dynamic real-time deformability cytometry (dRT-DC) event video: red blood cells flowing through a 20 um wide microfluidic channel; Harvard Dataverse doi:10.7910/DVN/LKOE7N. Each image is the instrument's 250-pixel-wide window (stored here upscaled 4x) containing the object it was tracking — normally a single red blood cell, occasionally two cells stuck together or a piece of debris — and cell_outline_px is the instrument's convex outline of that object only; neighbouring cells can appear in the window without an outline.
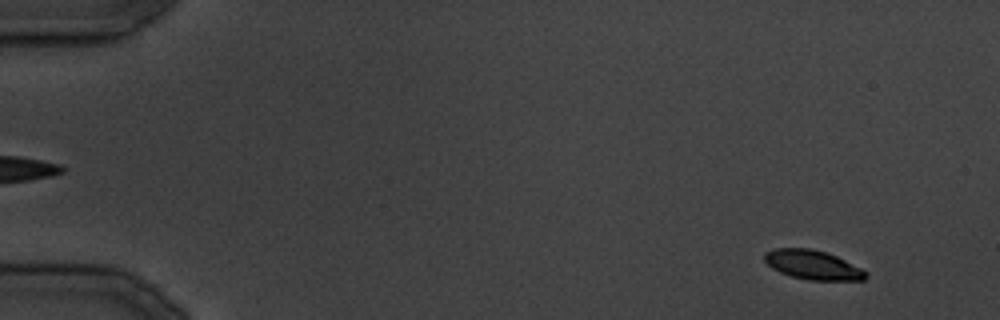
{"species": "common noctule bat (a hibernating species)", "species_latin": "Nyctalus noctula", "temperature_condition": "cold", "stored_images_in_passage": 35, "camera_frame_rate_fps": 3000, "um_per_image_px": 0.085, "animal": {"sex": "male", "body_mass_g": 19.5, "forearm_length_mm": 54.6}, "frame": {"image": 1, "passage_image": 3, "time_ms": 3.0, "image_size_px": [1000, 320], "cell_outline_px": [[868, 276], [864, 280], [808, 280], [792, 276], [780, 272], [772, 268], [764, 260], [764, 252], [776, 248], [812, 248], [836, 256], [868, 272]], "centroid_in_image_um": [69.07, 22.51], "position_along_channel_um": 15.9, "area_um2": 17.17}}
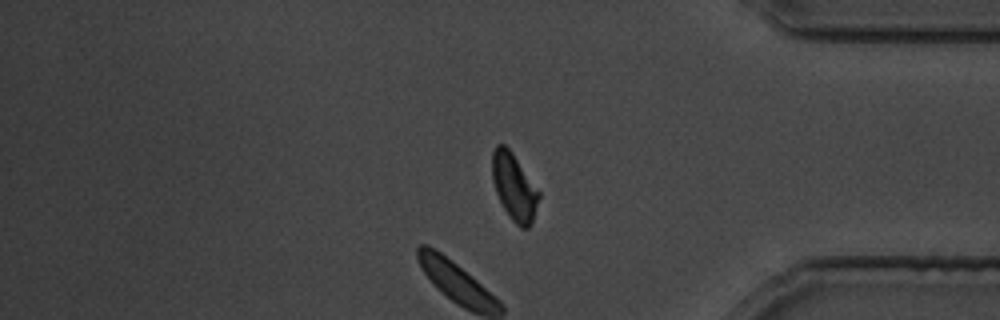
{"frame": {"image": 2, "passage_image": 30, "time_ms": 35.667, "image_size_px": [1000, 320], "cell_outline_px": [[540, 196], [532, 220], [528, 228], [520, 228], [512, 220], [504, 208], [496, 192], [492, 180], [492, 152], [496, 144], [504, 144], [512, 152], [540, 192]], "centroid_in_image_um": [43.69, 15.86], "position_along_channel_um": 391.5, "area_um2": 17.98}}
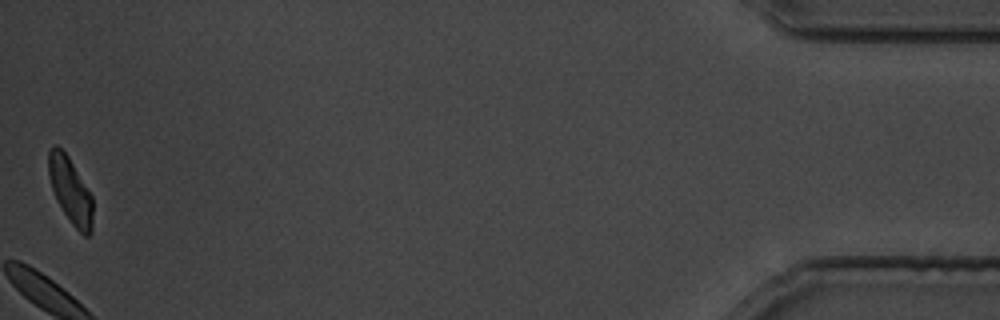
{"frame": {"image": 3, "passage_image": 35, "time_ms": 42.333, "image_size_px": [1000, 320], "cell_outline_px": [[92, 232], [88, 236], [84, 236], [72, 224], [56, 200], [52, 188], [48, 172], [48, 152], [52, 144], [56, 144], [68, 156], [92, 196]], "centroid_in_image_um": [5.97, 16.18], "position_along_channel_um": 429.2, "area_um2": 16.88}}